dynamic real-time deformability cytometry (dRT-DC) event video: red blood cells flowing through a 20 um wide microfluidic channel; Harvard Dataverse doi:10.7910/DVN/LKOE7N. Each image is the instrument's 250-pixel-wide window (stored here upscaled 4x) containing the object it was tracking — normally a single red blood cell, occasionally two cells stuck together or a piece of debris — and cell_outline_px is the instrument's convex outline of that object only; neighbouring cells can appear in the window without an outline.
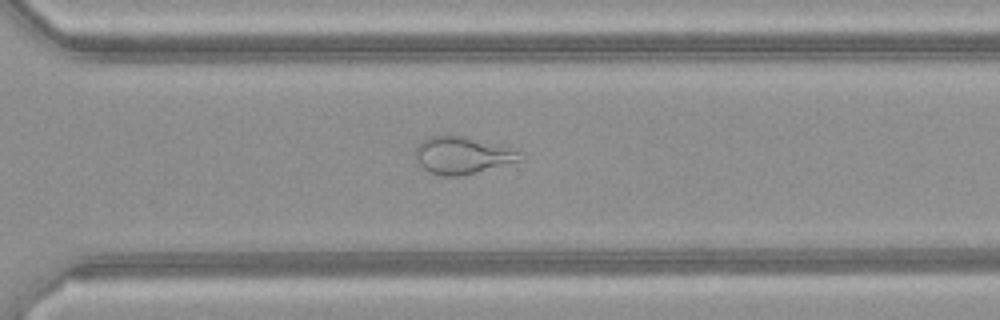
{"species": "common noctule bat (a hibernating species)", "species_latin": "Nyctalus noctula", "temperature_condition": "warm", "stored_images_in_passage": 49, "camera_frame_rate_fps": 3000, "um_per_image_px": 0.085, "animal": {"sex": "female", "body_mass_g": 21.9}, "frame": {"image": 1, "passage_image": 35, "time_ms": 11.333, "image_size_px": [1000, 320], "cell_outline_px": [[524, 160], [460, 176], [440, 176], [428, 172], [416, 160], [416, 148], [428, 136], [448, 132], [464, 136], [516, 152]], "centroid_in_image_um": [39.18, 13.19], "position_along_channel_um": 331.4, "area_um2": 22.31}}
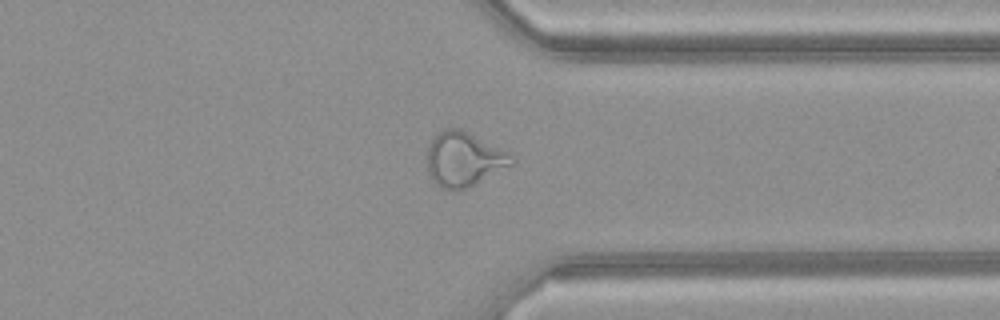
{"frame": {"image": 2, "passage_image": 38, "time_ms": 12.333, "image_size_px": [1000, 320], "cell_outline_px": [[516, 164], [464, 188], [452, 192], [440, 188], [432, 180], [428, 172], [428, 144], [436, 132], [444, 128], [460, 128], [508, 152], [516, 160]], "centroid_in_image_um": [39.41, 13.53], "position_along_channel_um": 372.0, "area_um2": 26.93}}
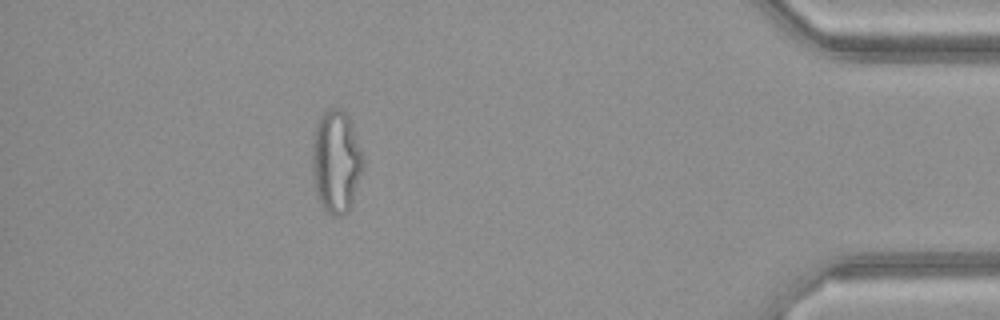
{"frame": {"image": 3, "passage_image": 44, "time_ms": 14.333, "image_size_px": [1000, 320], "cell_outline_px": [[364, 164], [348, 212], [340, 216], [332, 216], [324, 212], [316, 196], [312, 172], [312, 144], [316, 124], [320, 116], [328, 108], [340, 108], [348, 116], [364, 156]], "centroid_in_image_um": [28.54, 13.76], "position_along_channel_um": 406.7, "area_um2": 30.69}}